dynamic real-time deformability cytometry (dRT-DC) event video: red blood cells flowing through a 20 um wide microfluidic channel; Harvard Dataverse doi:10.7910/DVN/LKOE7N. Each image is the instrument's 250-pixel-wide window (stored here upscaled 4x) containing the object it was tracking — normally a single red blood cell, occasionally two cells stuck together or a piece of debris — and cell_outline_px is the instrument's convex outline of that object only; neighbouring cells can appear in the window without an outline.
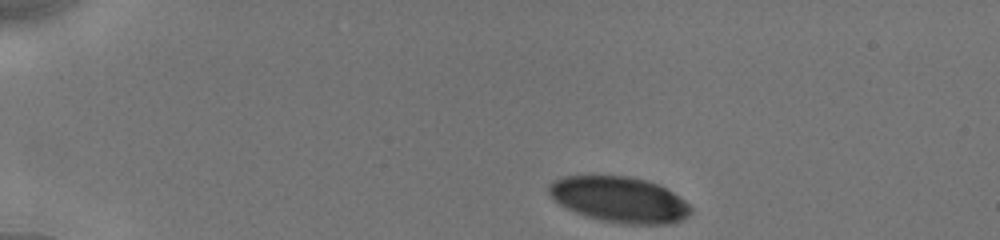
{"species": "human", "species_latin": "Homo sapiens", "temperature_condition": "cold", "stored_images_in_passage": 24, "camera_frame_rate_fps": 3000, "um_per_image_px": 0.085, "donor": {"sex": "male"}, "frame": {"image": 1, "passage_image": 1, "time_ms": 0.0, "image_size_px": [1000, 240], "cell_outline_px": [[692, 212], [688, 216], [672, 224], [624, 224], [600, 220], [576, 212], [560, 204], [548, 192], [548, 184], [552, 180], [564, 176], [628, 176], [644, 180], [656, 184], [672, 192], [684, 200], [692, 208]], "centroid_in_image_um": [52.65, 16.96], "position_along_channel_um": 32.3, "area_um2": 37.51}}
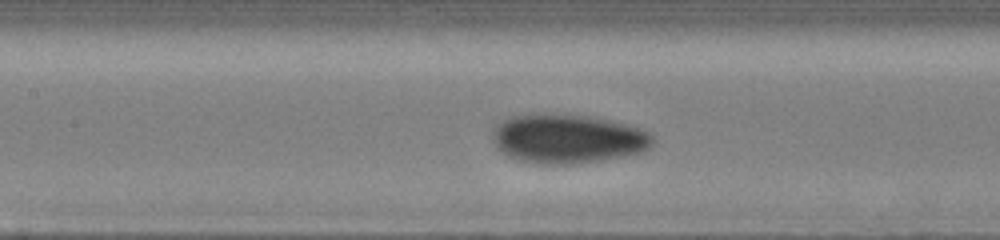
{"frame": {"image": 2, "passage_image": 15, "time_ms": 5.333, "image_size_px": [1000, 240], "cell_outline_px": [[652, 144], [644, 152], [624, 156], [576, 164], [536, 164], [520, 160], [508, 156], [496, 148], [492, 140], [492, 136], [496, 124], [508, 116], [536, 112], [552, 112], [596, 116], [628, 124], [652, 132]], "centroid_in_image_um": [48.23, 11.75], "position_along_channel_um": 159.2, "area_um2": 47.11}}
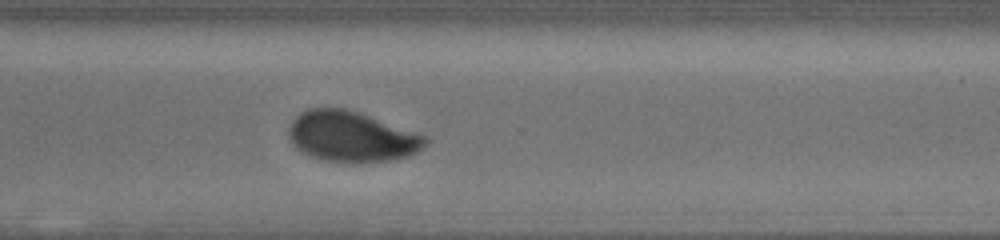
{"frame": {"image": 3, "passage_image": 24, "time_ms": 10.0, "image_size_px": [1000, 240], "cell_outline_px": [[428, 144], [424, 148], [408, 156], [392, 160], [324, 160], [312, 156], [296, 148], [292, 144], [288, 136], [288, 128], [292, 120], [300, 112], [308, 108], [344, 108], [416, 132], [424, 136], [428, 140]], "centroid_in_image_um": [29.85, 11.58], "position_along_channel_um": 340.7, "area_um2": 39.3}}